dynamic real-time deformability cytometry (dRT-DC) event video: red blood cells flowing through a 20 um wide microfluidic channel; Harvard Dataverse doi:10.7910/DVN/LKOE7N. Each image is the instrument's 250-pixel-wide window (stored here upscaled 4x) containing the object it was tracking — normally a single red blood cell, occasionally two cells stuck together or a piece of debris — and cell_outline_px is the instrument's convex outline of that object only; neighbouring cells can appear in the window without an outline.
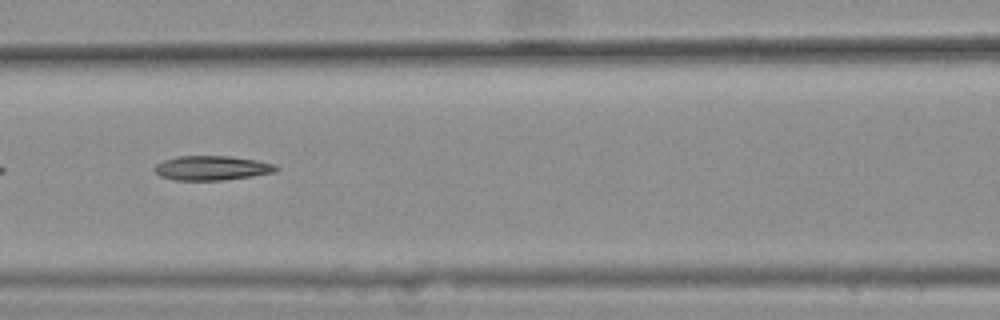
{"species": "common noctule bat (a hibernating species)", "species_latin": "Nyctalus noctula", "temperature_condition": "warm", "stored_images_in_passage": 5, "camera_frame_rate_fps": 3000, "um_per_image_px": 0.085, "animal": {"sex": "female", "body_mass_g": 25.1}, "frame": {"image": 1, "passage_image": 5, "time_ms": 1.333, "image_size_px": [1000, 320], "cell_outline_px": [[280, 168], [276, 172], [252, 176], [224, 180], [176, 180], [160, 176], [152, 168], [156, 164], [164, 160], [176, 156], [232, 156], [256, 160], [276, 164]], "centroid_in_image_um": [18.03, 14.27], "position_along_channel_um": 148.6, "area_um2": 17.46}}